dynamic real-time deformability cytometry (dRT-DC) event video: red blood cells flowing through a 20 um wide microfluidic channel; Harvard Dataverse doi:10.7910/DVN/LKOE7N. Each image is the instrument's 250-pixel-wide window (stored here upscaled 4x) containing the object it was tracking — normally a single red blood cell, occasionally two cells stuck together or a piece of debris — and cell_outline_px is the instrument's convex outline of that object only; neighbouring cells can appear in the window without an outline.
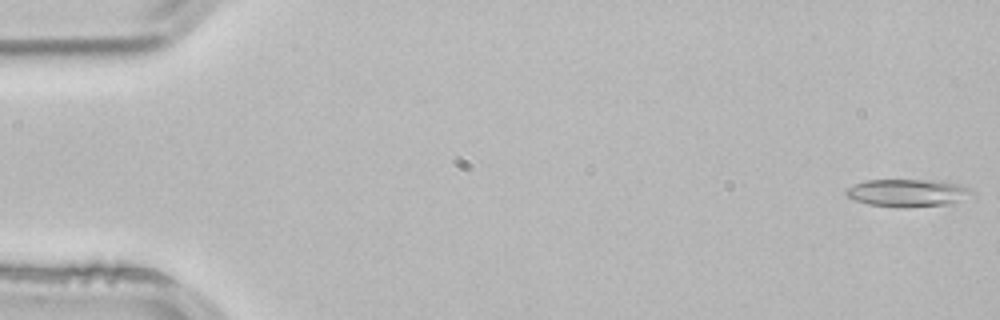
{"species": "common noctule bat (a hibernating species)", "species_latin": "Nyctalus noctula", "temperature_condition": "room temperature", "stored_images_in_passage": 4, "camera_frame_rate_fps": 3000, "um_per_image_px": 0.085, "animal": {"sex": "male", "body_mass_g": 21.5, "forearm_length_mm": 52.0}, "frame": {"image": 1, "passage_image": 1, "time_ms": 0.0, "image_size_px": [1000, 320], "cell_outline_px": [[972, 192], [952, 204], [904, 208], [868, 204], [856, 200], [848, 196], [844, 192], [848, 188], [864, 180], [940, 180], [960, 184], [968, 188]], "centroid_in_image_um": [77.13, 16.39], "position_along_channel_um": 7.9, "area_um2": 20.06}}